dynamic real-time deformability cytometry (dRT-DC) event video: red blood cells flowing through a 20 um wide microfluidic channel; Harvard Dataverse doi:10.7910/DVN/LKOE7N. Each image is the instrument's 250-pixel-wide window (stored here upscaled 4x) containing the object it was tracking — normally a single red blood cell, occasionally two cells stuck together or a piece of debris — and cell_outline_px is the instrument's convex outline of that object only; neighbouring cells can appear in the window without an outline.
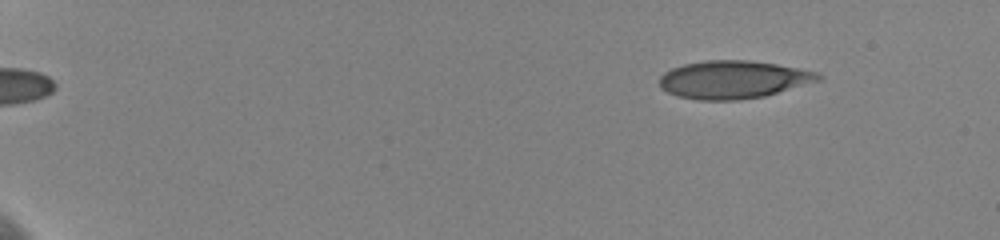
{"species": "human", "species_latin": "Homo sapiens", "temperature_condition": "cold", "stored_images_in_passage": 26, "camera_frame_rate_fps": 3000, "um_per_image_px": 0.085, "donor": {"sex": "female"}, "frame": {"image": 1, "passage_image": 2, "time_ms": 1.0, "image_size_px": [1000, 240], "cell_outline_px": [[824, 76], [820, 80], [764, 96], [736, 100], [696, 100], [676, 96], [660, 88], [660, 76], [664, 72], [672, 68], [684, 64], [708, 60], [748, 60], [776, 64], [816, 72]], "centroid_in_image_um": [62.29, 6.77], "position_along_channel_um": 22.7, "area_um2": 34.91}}
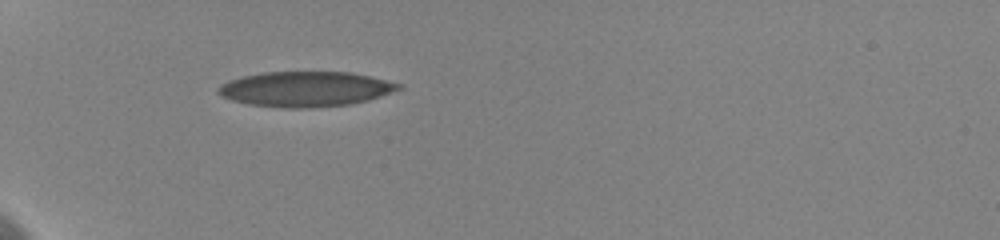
{"frame": {"image": 2, "passage_image": 8, "time_ms": 5.333, "image_size_px": [1000, 240], "cell_outline_px": [[404, 88], [368, 100], [348, 104], [308, 108], [288, 108], [248, 104], [232, 100], [216, 92], [216, 88], [220, 84], [228, 80], [240, 76], [260, 72], [348, 72], [368, 76], [404, 84]], "centroid_in_image_um": [25.94, 7.56], "position_along_channel_um": 59.1, "area_um2": 36.99}}
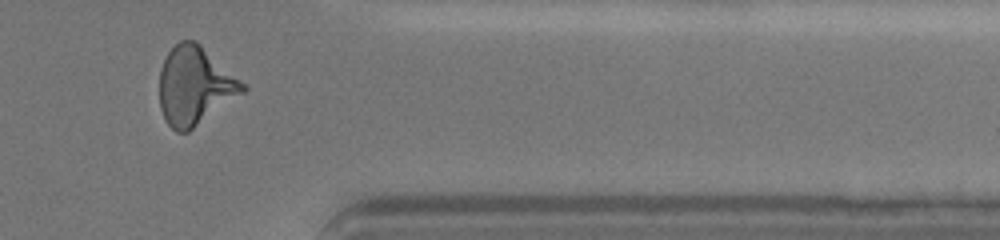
{"frame": {"image": 3, "passage_image": 23, "time_ms": 15.333, "image_size_px": [1000, 240], "cell_outline_px": [[248, 88], [244, 92], [188, 132], [176, 132], [164, 120], [160, 108], [160, 68], [168, 52], [180, 40], [196, 40], [244, 84]], "centroid_in_image_um": [16.53, 7.3], "position_along_channel_um": 394.9, "area_um2": 37.51}, "authors_computed_cell_mechanics": {"area_um2": 35.7204, "velocity_mm_per_s": 3.6208, "shape_relaxation_time_tau1_ms": 5.5096, "shape_relaxation_time_tau2_ms": 1.5169, "deformation_change_tau1": 0.1779, "deformation_change_tau2": 0.1034}}